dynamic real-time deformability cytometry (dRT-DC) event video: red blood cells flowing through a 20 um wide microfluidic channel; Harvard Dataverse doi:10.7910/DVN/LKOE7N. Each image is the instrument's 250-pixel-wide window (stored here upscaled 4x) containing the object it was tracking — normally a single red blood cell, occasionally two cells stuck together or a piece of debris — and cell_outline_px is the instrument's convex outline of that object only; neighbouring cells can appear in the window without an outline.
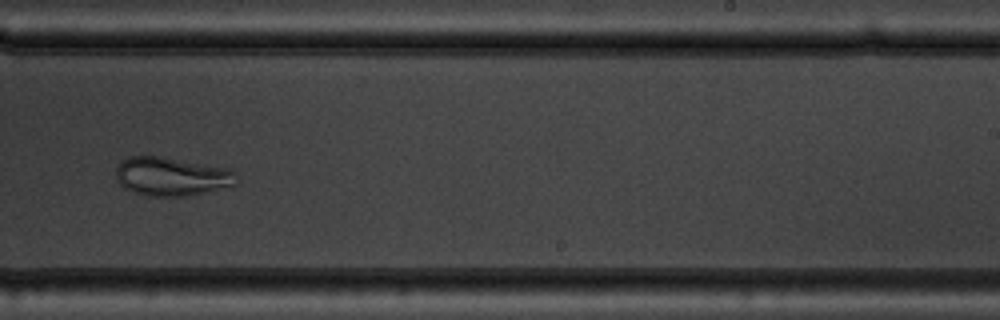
{"species": "common noctule bat (a hibernating species)", "species_latin": "Nyctalus noctula", "temperature_condition": "warm", "stored_images_in_passage": 48, "camera_frame_rate_fps": 3000, "um_per_image_px": 0.085, "animal": {"sex": "male", "body_mass_g": 19.5, "forearm_length_mm": 54.6}, "frame": {"image": 1, "passage_image": 35, "time_ms": 11.333, "image_size_px": [1000, 320], "cell_outline_px": [[236, 184], [204, 192], [184, 196], [148, 196], [132, 192], [124, 188], [116, 180], [116, 168], [128, 156], [160, 156], [232, 168], [236, 172]], "centroid_in_image_um": [14.58, 14.99], "position_along_channel_um": 274.4, "area_um2": 27.22}}